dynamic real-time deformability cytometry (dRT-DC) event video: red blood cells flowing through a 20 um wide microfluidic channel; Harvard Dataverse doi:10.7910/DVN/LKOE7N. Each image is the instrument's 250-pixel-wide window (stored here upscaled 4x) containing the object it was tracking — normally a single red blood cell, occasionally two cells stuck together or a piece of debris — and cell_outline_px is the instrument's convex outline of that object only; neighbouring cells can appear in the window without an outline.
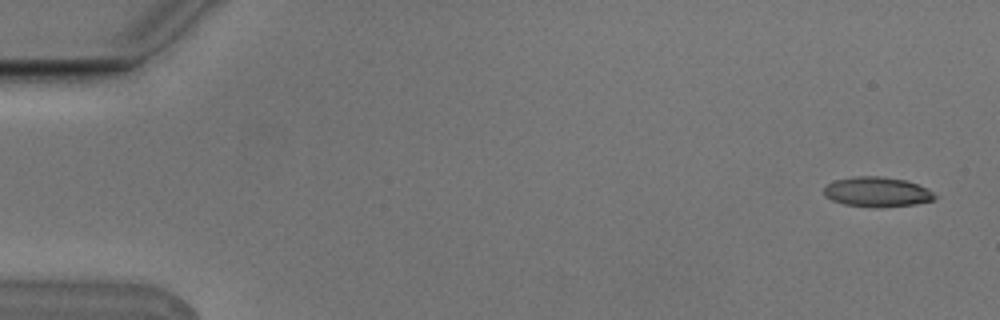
{"species": "Egyptian fruit bat (a non-hibernating species)", "species_latin": "Rousettus aegyptiacus", "temperature_condition": "cold", "stored_images_in_passage": 5, "camera_frame_rate_fps": 3000, "um_per_image_px": 0.085, "animal": {"sex": "male"}, "frame": {"image": 1, "passage_image": 1, "time_ms": 0.0, "image_size_px": [1000, 320], "cell_outline_px": [[936, 196], [932, 200], [916, 204], [876, 208], [844, 204], [832, 200], [824, 196], [824, 188], [828, 184], [836, 180], [856, 176], [880, 176], [908, 180], [928, 188]], "centroid_in_image_um": [74.56, 16.31], "position_along_channel_um": 10.4, "area_um2": 19.36}}
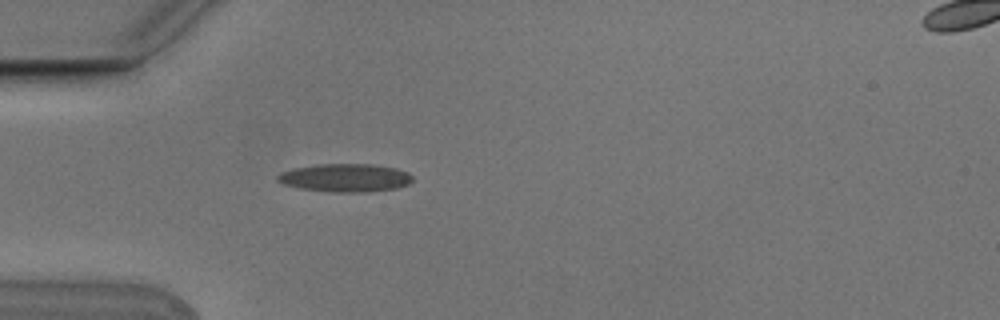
{"frame": {"image": 2, "passage_image": 5, "time_ms": 1.333, "image_size_px": [1000, 320], "cell_outline_px": [[412, 180], [408, 184], [396, 188], [368, 192], [332, 192], [300, 188], [284, 184], [276, 180], [276, 176], [280, 172], [296, 168], [320, 164], [372, 164], [396, 168], [408, 172], [412, 176]], "centroid_in_image_um": [29.36, 15.11], "position_along_channel_um": 55.6, "area_um2": 22.08}}